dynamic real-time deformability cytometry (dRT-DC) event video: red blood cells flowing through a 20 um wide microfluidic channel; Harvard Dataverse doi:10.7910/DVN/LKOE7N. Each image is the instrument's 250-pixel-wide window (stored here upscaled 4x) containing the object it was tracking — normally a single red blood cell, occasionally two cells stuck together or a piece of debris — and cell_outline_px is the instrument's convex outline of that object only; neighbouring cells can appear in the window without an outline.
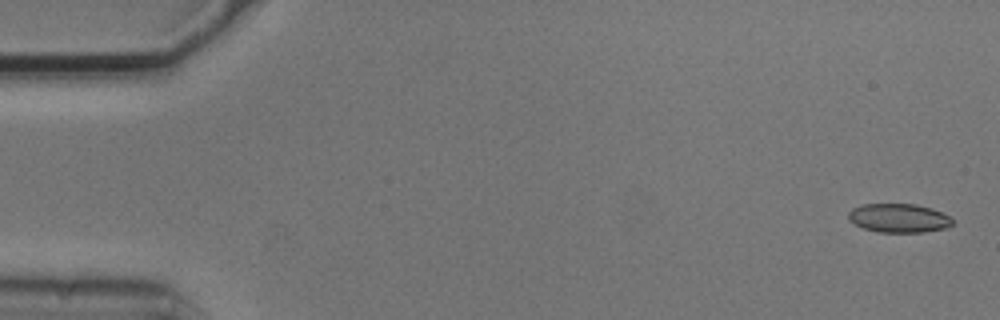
{"species": "common noctule bat (a hibernating species)", "species_latin": "Nyctalus noctula", "temperature_condition": "cold", "stored_images_in_passage": 5, "camera_frame_rate_fps": 3000, "um_per_image_px": 0.085, "animal": {"sex": "male", "body_mass_g": 20.5, "forearm_length_mm": 52.5}, "frame": {"image": 1, "passage_image": 1, "time_ms": 0.0, "image_size_px": [1000, 320], "cell_outline_px": [[952, 224], [948, 228], [924, 232], [876, 232], [864, 228], [848, 220], [848, 212], [852, 208], [860, 204], [916, 204], [932, 208], [948, 216], [952, 220]], "centroid_in_image_um": [76.38, 18.53], "position_along_channel_um": 8.6, "area_um2": 17.57}}
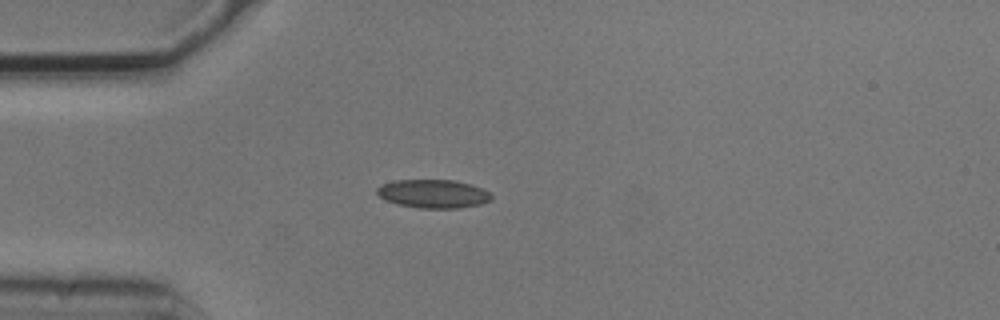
{"frame": {"image": 2, "passage_image": 4, "time_ms": 1.0, "image_size_px": [1000, 320], "cell_outline_px": [[492, 200], [480, 204], [460, 208], [420, 208], [396, 204], [384, 200], [376, 192], [376, 188], [380, 184], [396, 180], [452, 180], [468, 184], [480, 188], [488, 192], [492, 196]], "centroid_in_image_um": [36.77, 16.47], "position_along_channel_um": 48.2, "area_um2": 18.96}}